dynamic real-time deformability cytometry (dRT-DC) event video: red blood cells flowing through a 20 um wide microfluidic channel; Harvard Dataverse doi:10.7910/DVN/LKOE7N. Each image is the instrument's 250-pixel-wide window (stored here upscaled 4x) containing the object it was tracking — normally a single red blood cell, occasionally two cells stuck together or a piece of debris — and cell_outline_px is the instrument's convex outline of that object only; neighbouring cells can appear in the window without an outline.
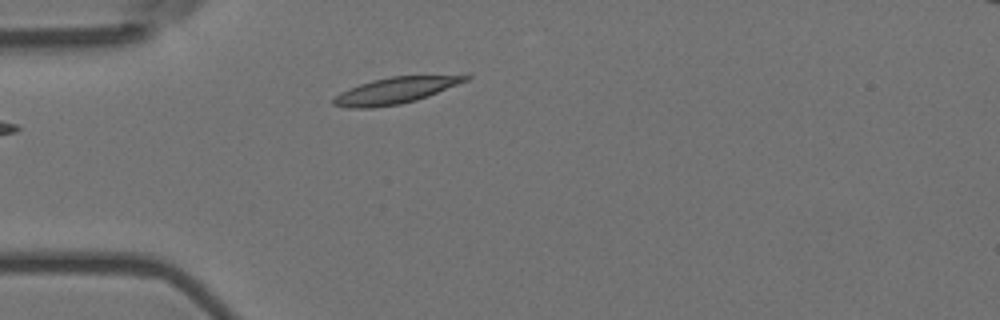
{"species": "Egyptian fruit bat (a non-hibernating species)", "species_latin": "Rousettus aegyptiacus", "temperature_condition": "room temperature", "stored_images_in_passage": 3, "camera_frame_rate_fps": 3000, "um_per_image_px": 0.085, "animal": {"sex": "female"}, "frame": {"image": 1, "passage_image": 3, "time_ms": 0.667, "image_size_px": [1000, 320], "cell_outline_px": [[472, 76], [468, 80], [428, 96], [416, 100], [400, 104], [372, 108], [352, 108], [332, 104], [332, 100], [340, 92], [348, 88], [372, 80], [392, 76]], "centroid_in_image_um": [33.53, 7.71], "position_along_channel_um": 51.5, "area_um2": 19.83}}